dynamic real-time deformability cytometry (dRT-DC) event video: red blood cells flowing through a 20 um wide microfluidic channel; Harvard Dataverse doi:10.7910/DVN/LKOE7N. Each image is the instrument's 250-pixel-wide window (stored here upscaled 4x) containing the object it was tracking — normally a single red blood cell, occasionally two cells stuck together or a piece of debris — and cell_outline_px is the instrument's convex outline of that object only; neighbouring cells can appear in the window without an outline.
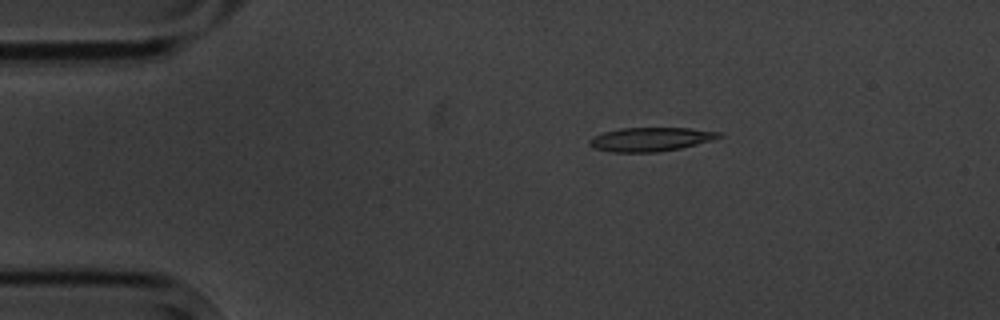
{"species": "common noctule bat (a hibernating species)", "species_latin": "Nyctalus noctula", "temperature_condition": "cold", "stored_images_in_passage": 5, "camera_frame_rate_fps": 3000, "um_per_image_px": 0.085, "animal": {"sex": "male", "body_mass_g": 20.1, "forearm_length_mm": 53.5}, "frame": {"image": 1, "passage_image": 2, "time_ms": 2.0, "image_size_px": [1000, 320], "cell_outline_px": [[724, 136], [712, 140], [680, 148], [656, 152], [612, 152], [592, 148], [588, 144], [588, 140], [592, 136], [604, 132], [620, 128], [692, 128], [720, 132]], "centroid_in_image_um": [55.27, 11.84], "position_along_channel_um": 29.7, "area_um2": 18.09}}
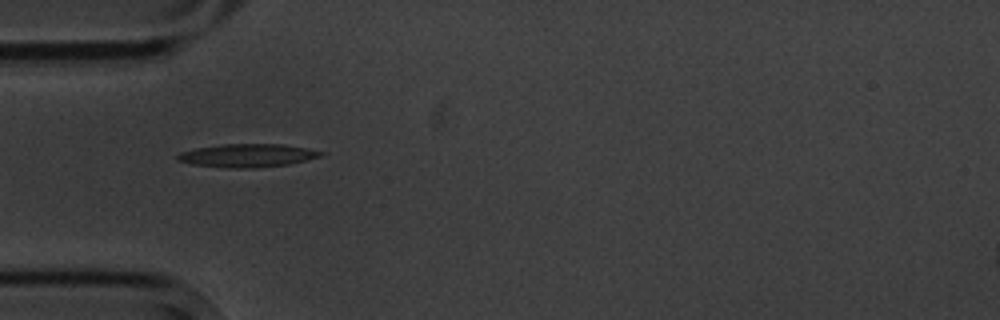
{"frame": {"image": 2, "passage_image": 4, "time_ms": 4.333, "image_size_px": [1000, 320], "cell_outline_px": [[324, 156], [288, 164], [252, 168], [228, 168], [192, 164], [176, 160], [176, 156], [180, 152], [196, 148], [224, 144], [280, 144], [304, 148], [324, 152]], "centroid_in_image_um": [21.0, 13.22], "position_along_channel_um": 64.0, "area_um2": 19.25}}
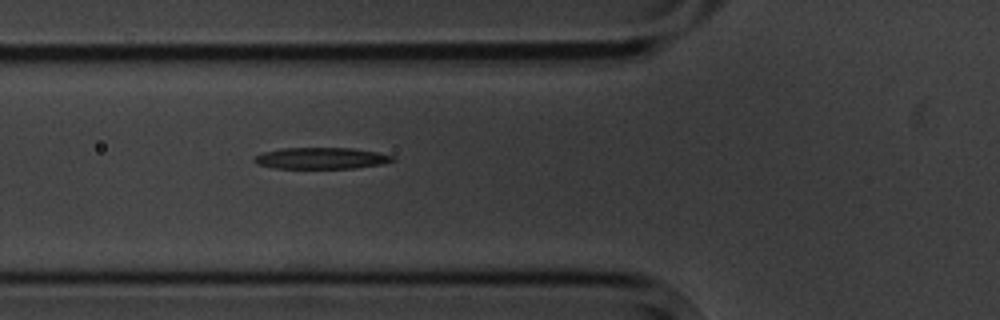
{"frame": {"image": 3, "passage_image": 5, "time_ms": 5.333, "image_size_px": [1000, 320], "cell_outline_px": [[396, 160], [384, 164], [356, 168], [272, 168], [256, 164], [252, 160], [256, 156], [264, 152], [280, 148], [352, 148], [376, 152], [396, 156]], "centroid_in_image_um": [27.33, 13.45], "position_along_channel_um": 98.5, "area_um2": 17.4}}